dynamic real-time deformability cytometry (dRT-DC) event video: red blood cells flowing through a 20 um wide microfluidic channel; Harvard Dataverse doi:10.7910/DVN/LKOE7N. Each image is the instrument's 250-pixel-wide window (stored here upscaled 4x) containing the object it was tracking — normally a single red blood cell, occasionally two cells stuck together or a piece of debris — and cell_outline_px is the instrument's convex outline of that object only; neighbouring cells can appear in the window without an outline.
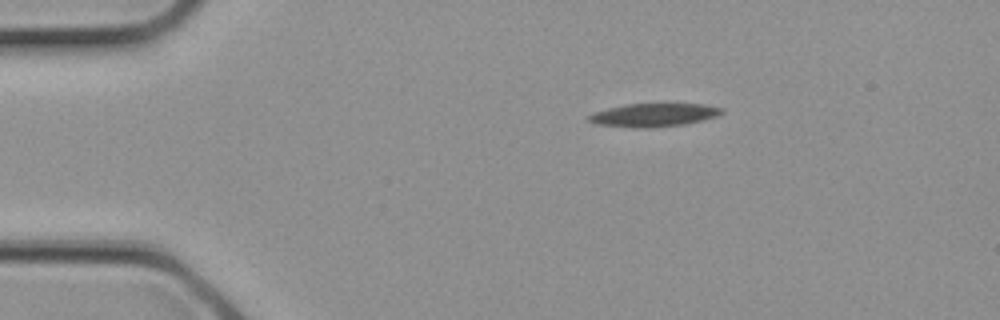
{"species": "common noctule bat (a hibernating species)", "species_latin": "Nyctalus noctula", "temperature_condition": "cold", "stored_images_in_passage": 3, "camera_frame_rate_fps": 3000, "um_per_image_px": 0.085, "animal": {"sex": "female", "body_mass_g": 21.9}, "frame": {"image": 1, "passage_image": 1, "time_ms": 0.0, "image_size_px": [1000, 320], "cell_outline_px": [[724, 112], [716, 116], [704, 120], [684, 124], [648, 128], [636, 128], [596, 124], [588, 120], [588, 116], [596, 112], [608, 108], [624, 104], [704, 104], [724, 108]], "centroid_in_image_um": [55.6, 9.77], "position_along_channel_um": 29.4, "area_um2": 17.98}}